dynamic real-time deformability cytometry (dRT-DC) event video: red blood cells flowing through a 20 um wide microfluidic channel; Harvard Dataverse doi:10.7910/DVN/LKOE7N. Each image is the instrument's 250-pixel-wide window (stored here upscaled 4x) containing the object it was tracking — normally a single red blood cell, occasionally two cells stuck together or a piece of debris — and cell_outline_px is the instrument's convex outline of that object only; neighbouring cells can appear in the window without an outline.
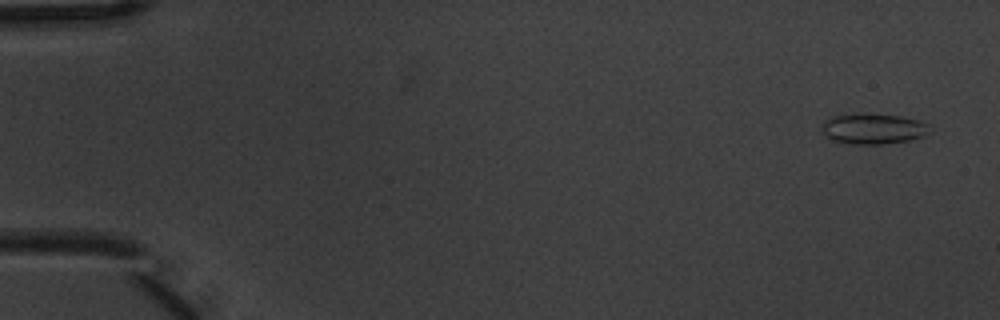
{"species": "common noctule bat (a hibernating species)", "species_latin": "Nyctalus noctula", "temperature_condition": "warm", "stored_images_in_passage": 5, "camera_frame_rate_fps": 3000, "um_per_image_px": 0.085, "animal": {"sex": "male", "body_mass_g": 20.1, "forearm_length_mm": 53.5}, "frame": {"image": 1, "passage_image": 1, "time_ms": 0.0, "image_size_px": [1000, 320], "cell_outline_px": [[932, 132], [924, 136], [912, 140], [884, 144], [852, 144], [832, 140], [824, 136], [820, 128], [824, 120], [832, 116], [900, 116], [920, 120], [928, 124]], "centroid_in_image_um": [74.26, 10.99], "position_along_channel_um": 10.7, "area_um2": 18.84}}